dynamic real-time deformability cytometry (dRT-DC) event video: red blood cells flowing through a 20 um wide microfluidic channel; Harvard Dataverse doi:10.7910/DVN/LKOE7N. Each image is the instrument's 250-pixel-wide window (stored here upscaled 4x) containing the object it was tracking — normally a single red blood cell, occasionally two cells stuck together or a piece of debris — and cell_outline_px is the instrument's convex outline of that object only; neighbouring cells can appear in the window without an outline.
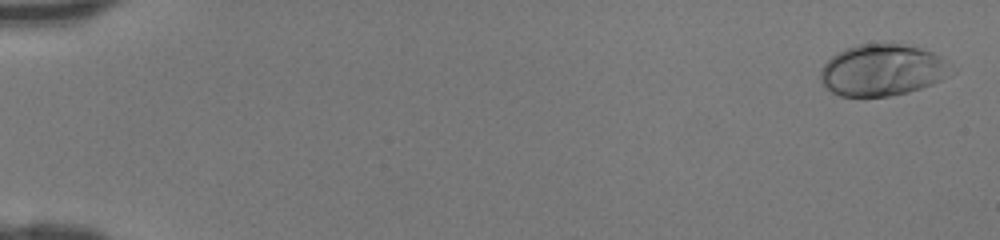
{"species": "human", "species_latin": "Homo sapiens", "temperature_condition": "room temperature", "stored_images_in_passage": 47, "camera_frame_rate_fps": 3000, "um_per_image_px": 0.085, "donor": {"sex": "female"}, "frame": {"image": 1, "passage_image": 2, "time_ms": 0.333, "image_size_px": [1000, 240], "cell_outline_px": [[948, 76], [932, 84], [908, 92], [888, 96], [840, 96], [832, 92], [820, 80], [820, 68], [836, 52], [844, 48], [856, 44], [888, 40], [920, 48], [932, 52], [940, 56], [948, 72]], "centroid_in_image_um": [74.91, 5.91], "position_along_channel_um": 10.1, "area_um2": 39.42}}
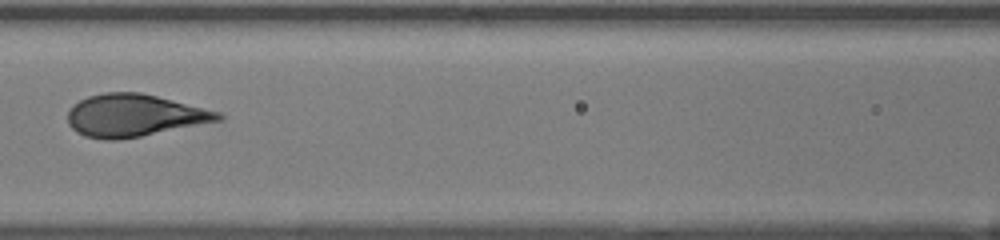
{"frame": {"image": 2, "passage_image": 23, "time_ms": 7.333, "image_size_px": [1000, 240], "cell_outline_px": [[224, 116], [220, 120], [140, 136], [116, 140], [104, 140], [84, 136], [76, 132], [68, 124], [68, 112], [72, 104], [88, 96], [104, 92], [140, 92], [220, 112]], "centroid_in_image_um": [11.34, 9.81], "position_along_channel_um": 155.3, "area_um2": 36.82}}
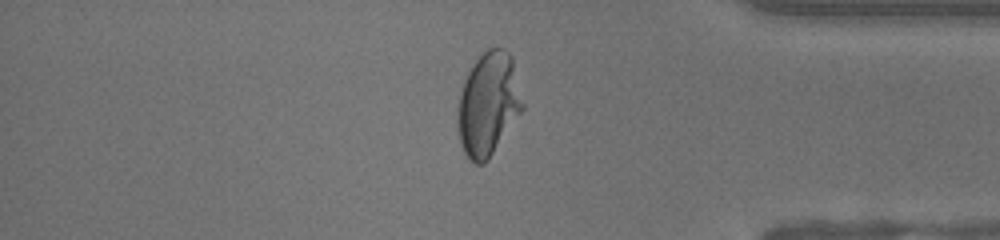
{"frame": {"image": 3, "passage_image": 40, "time_ms": 13.0, "image_size_px": [1000, 240], "cell_outline_px": [[524, 108], [488, 160], [484, 164], [476, 164], [464, 152], [460, 144], [456, 128], [456, 108], [460, 92], [464, 80], [472, 64], [488, 48], [504, 48], [512, 56], [524, 104]], "centroid_in_image_um": [41.48, 8.85], "position_along_channel_um": 393.7, "area_um2": 39.42}}